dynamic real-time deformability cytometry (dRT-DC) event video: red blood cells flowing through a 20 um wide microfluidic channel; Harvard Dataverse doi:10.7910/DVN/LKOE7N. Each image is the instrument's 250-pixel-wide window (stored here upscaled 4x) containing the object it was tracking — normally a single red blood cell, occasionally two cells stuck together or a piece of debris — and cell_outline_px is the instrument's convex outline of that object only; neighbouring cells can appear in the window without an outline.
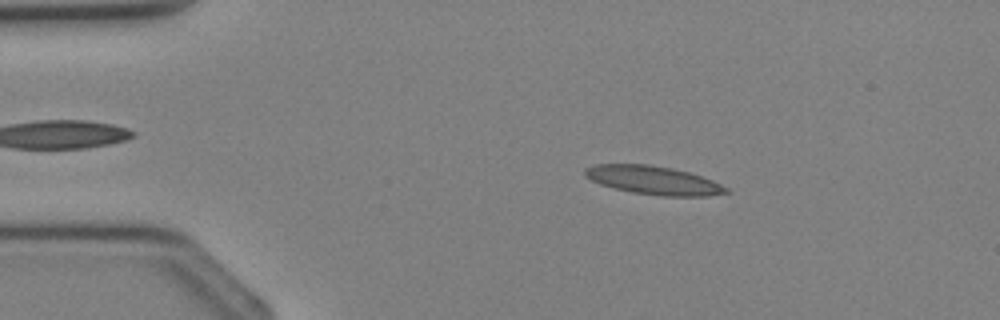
{"species": "Egyptian fruit bat (a non-hibernating species)", "species_latin": "Rousettus aegyptiacus", "temperature_condition": "cold", "stored_images_in_passage": 35, "camera_frame_rate_fps": 3000, "um_per_image_px": 0.085, "animal": {"sex": "female"}, "frame": {"image": 1, "passage_image": 6, "time_ms": 1.667, "image_size_px": [1000, 320], "cell_outline_px": [[732, 192], [708, 196], [664, 196], [632, 192], [612, 188], [600, 184], [584, 176], [584, 168], [596, 164], [648, 164], [672, 168], [688, 172], [712, 180], [728, 188]], "centroid_in_image_um": [55.53, 15.32], "position_along_channel_um": 29.5, "area_um2": 23.47}}
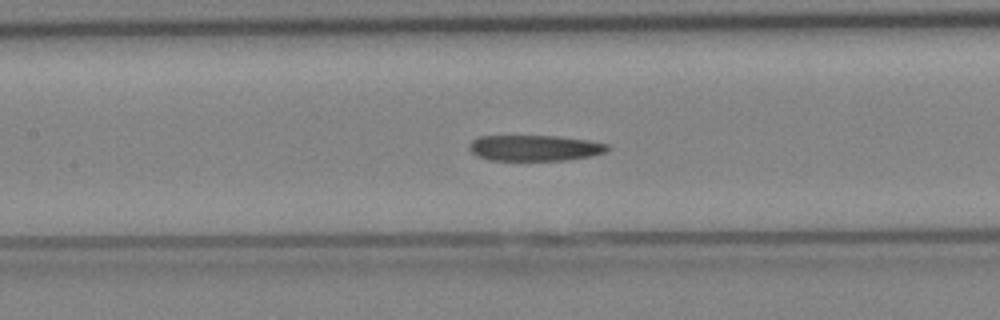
{"frame": {"image": 2, "passage_image": 16, "time_ms": 5.0, "image_size_px": [1000, 320], "cell_outline_px": [[608, 148], [604, 152], [592, 156], [564, 160], [488, 160], [476, 156], [468, 148], [468, 144], [472, 140], [480, 136], [556, 136], [588, 140], [608, 144]], "centroid_in_image_um": [45.4, 12.58], "position_along_channel_um": 162.0, "area_um2": 20.81}}
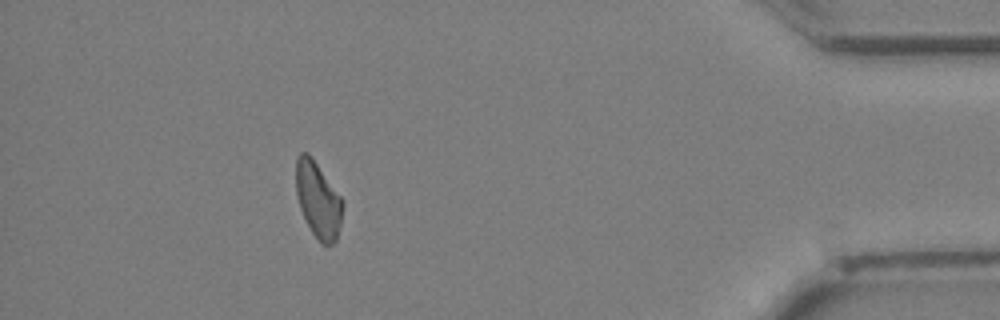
{"frame": {"image": 3, "passage_image": 32, "time_ms": 10.333, "image_size_px": [1000, 320], "cell_outline_px": [[344, 204], [340, 224], [336, 240], [332, 244], [324, 244], [312, 232], [300, 208], [296, 196], [296, 156], [300, 152], [308, 152], [312, 156], [340, 196]], "centroid_in_image_um": [27.02, 16.93], "position_along_channel_um": 408.2, "area_um2": 20.46}}